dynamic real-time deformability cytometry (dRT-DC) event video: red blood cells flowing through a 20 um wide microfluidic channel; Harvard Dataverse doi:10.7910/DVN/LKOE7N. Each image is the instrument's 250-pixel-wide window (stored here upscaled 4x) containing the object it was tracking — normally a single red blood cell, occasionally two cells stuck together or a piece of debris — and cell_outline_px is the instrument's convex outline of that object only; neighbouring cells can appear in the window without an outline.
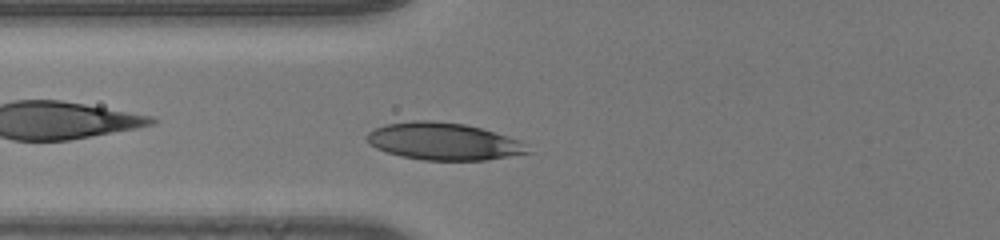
{"species": "human", "species_latin": "Homo sapiens", "temperature_condition": "room temperature", "stored_images_in_passage": 34, "camera_frame_rate_fps": 3000, "um_per_image_px": 0.085, "donor": {"sex": "male"}, "frame": {"image": 1, "passage_image": 8, "time_ms": 2.333, "image_size_px": [1000, 240], "cell_outline_px": [[532, 152], [488, 160], [424, 160], [400, 156], [376, 148], [368, 140], [368, 132], [376, 128], [388, 124], [412, 120], [428, 120], [464, 124], [480, 128], [520, 140]], "centroid_in_image_um": [37.72, 12.02], "position_along_channel_um": 88.1, "area_um2": 34.51}}
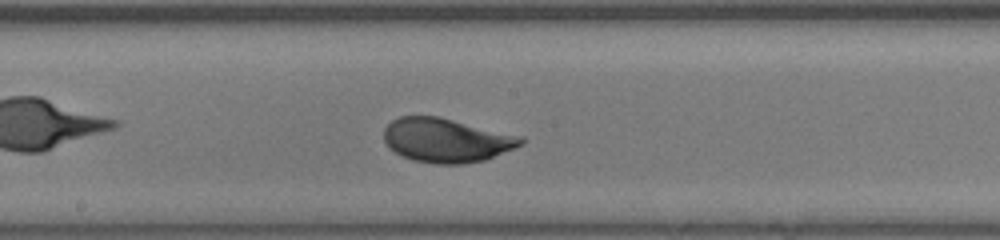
{"frame": {"image": 2, "passage_image": 17, "time_ms": 5.333, "image_size_px": [1000, 240], "cell_outline_px": [[524, 144], [484, 160], [464, 164], [432, 164], [412, 160], [400, 156], [384, 140], [384, 128], [392, 120], [400, 116], [436, 116], [524, 136]], "centroid_in_image_um": [37.95, 11.92], "position_along_channel_um": 210.2, "area_um2": 35.2}}
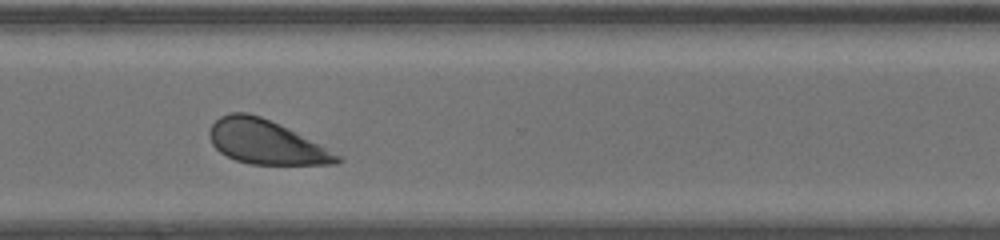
{"frame": {"image": 3, "passage_image": 27, "time_ms": 8.667, "image_size_px": [1000, 240], "cell_outline_px": [[344, 160], [336, 164], [248, 164], [236, 160], [220, 152], [212, 144], [208, 136], [208, 132], [212, 124], [220, 116], [232, 112], [248, 112], [260, 116], [288, 128], [344, 156]], "centroid_in_image_um": [22.62, 12.08], "position_along_channel_um": 348.0, "area_um2": 32.83}, "authors_computed_cell_mechanics": {"area_um2": 34.4777, "velocity_mm_per_s": 4.1119, "shape_relaxation_time_tau1_ms": 1.9422, "shape_relaxation_time_tau2_ms": null, "deformation_change_tau1": 0.1279, "deformation_change_tau2": null}}